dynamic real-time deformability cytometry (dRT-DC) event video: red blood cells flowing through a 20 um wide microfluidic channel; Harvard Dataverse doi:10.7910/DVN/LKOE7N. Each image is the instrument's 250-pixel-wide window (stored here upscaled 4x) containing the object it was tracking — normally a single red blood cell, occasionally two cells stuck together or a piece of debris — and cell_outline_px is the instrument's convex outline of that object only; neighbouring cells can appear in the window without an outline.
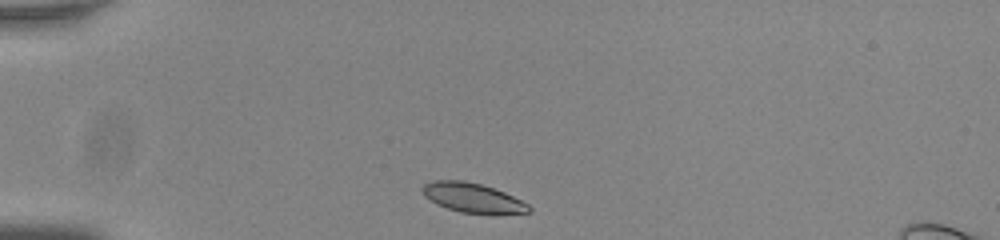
{"species": "common noctule bat (a hibernating species)", "species_latin": "Nyctalus noctula", "temperature_condition": "room temperature", "stored_images_in_passage": 37, "camera_frame_rate_fps": 3000, "um_per_image_px": 0.085, "animal": {"sex": "male", "body_mass_g": 20.0, "forearm_length_mm": 53.3}, "frame": {"image": 1, "passage_image": 1, "time_ms": 0.0, "image_size_px": [1000, 240], "cell_outline_px": [[532, 212], [492, 216], [460, 212], [436, 204], [424, 196], [420, 188], [424, 184], [432, 180], [464, 180], [480, 184], [504, 192], [528, 204], [532, 208]], "centroid_in_image_um": [40.2, 16.85], "position_along_channel_um": 44.8, "area_um2": 18.84}}
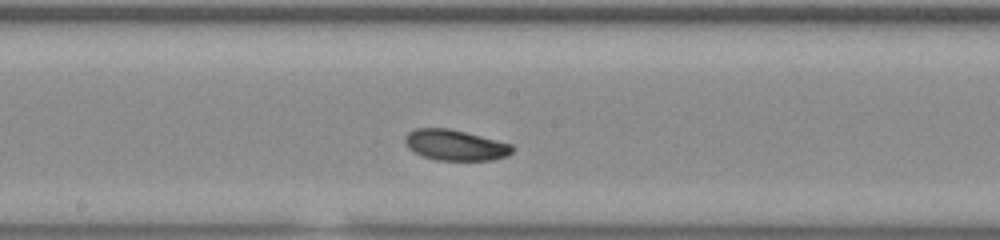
{"frame": {"image": 2, "passage_image": 17, "time_ms": 5.333, "image_size_px": [1000, 240], "cell_outline_px": [[516, 148], [508, 156], [492, 160], [436, 160], [412, 152], [408, 148], [404, 140], [404, 136], [408, 132], [416, 128], [448, 128], [512, 144]], "centroid_in_image_um": [38.69, 12.34], "position_along_channel_um": 209.5, "area_um2": 19.25}}
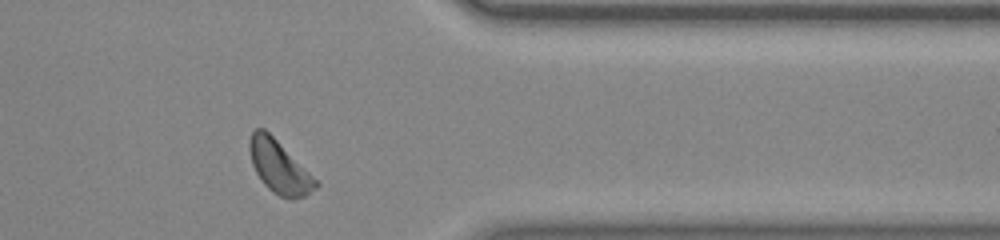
{"frame": {"image": 3, "passage_image": 32, "time_ms": 10.333, "image_size_px": [1000, 240], "cell_outline_px": [[320, 184], [316, 188], [304, 196], [292, 200], [280, 196], [272, 192], [264, 184], [256, 172], [252, 164], [248, 148], [248, 144], [252, 132], [256, 128], [264, 128]], "centroid_in_image_um": [23.7, 14.21], "position_along_channel_um": 387.7, "area_um2": 19.83}, "authors_computed_cell_mechanics": {"area_um2": 19.2474, "velocity_mm_per_s": 3.7608, "shape_relaxation_time_tau1_ms": 3.242, "shape_relaxation_time_tau2_ms": 7.5352, "deformation_change_tau1": 0.0802, "deformation_change_tau2": 0.1196}}